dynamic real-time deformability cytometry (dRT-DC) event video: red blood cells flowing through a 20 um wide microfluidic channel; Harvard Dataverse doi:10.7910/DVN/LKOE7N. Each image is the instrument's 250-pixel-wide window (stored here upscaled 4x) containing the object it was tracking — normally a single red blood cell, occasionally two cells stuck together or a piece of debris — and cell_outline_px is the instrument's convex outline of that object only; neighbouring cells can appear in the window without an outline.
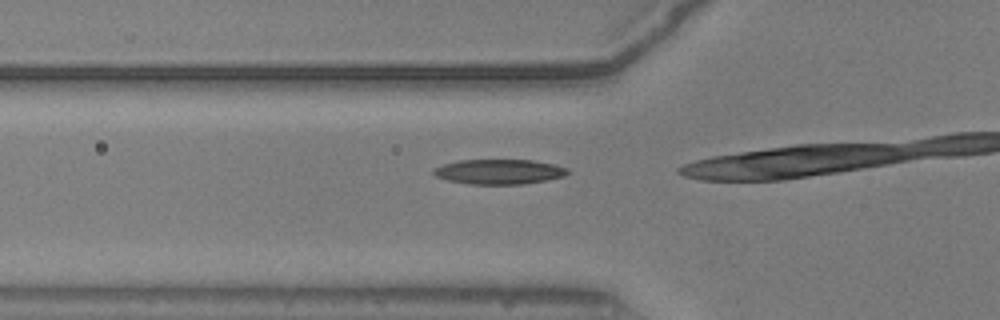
{"species": "common noctule bat (a hibernating species)", "species_latin": "Nyctalus noctula", "temperature_condition": "warm", "stored_images_in_passage": 24, "camera_frame_rate_fps": 3000, "um_per_image_px": 0.085, "animal": {"sex": "male", "body_mass_g": 20.5, "forearm_length_mm": 52.5}, "frame": {"image": 1, "passage_image": 14, "time_ms": 4.333, "image_size_px": [1000, 320], "cell_outline_px": [[568, 172], [564, 176], [548, 180], [524, 184], [468, 184], [448, 180], [436, 176], [432, 172], [432, 168], [444, 164], [460, 160], [532, 160], [556, 164], [568, 168]], "centroid_in_image_um": [42.44, 14.59], "position_along_channel_um": 83.4, "area_um2": 19.54}}
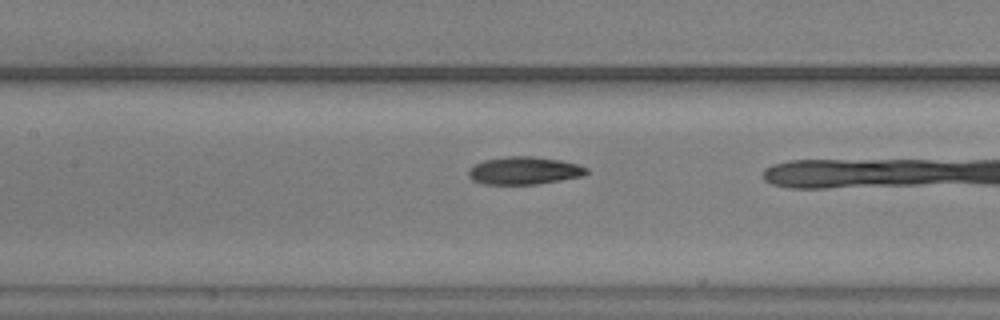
{"frame": {"image": 2, "passage_image": 20, "time_ms": 6.333, "image_size_px": [1000, 320], "cell_outline_px": [[588, 172], [584, 176], [536, 184], [484, 184], [472, 180], [468, 176], [468, 172], [476, 164], [484, 160], [508, 156], [532, 156], [560, 160], [576, 164], [588, 168]], "centroid_in_image_um": [44.57, 14.5], "position_along_channel_um": 162.8, "area_um2": 18.9}}